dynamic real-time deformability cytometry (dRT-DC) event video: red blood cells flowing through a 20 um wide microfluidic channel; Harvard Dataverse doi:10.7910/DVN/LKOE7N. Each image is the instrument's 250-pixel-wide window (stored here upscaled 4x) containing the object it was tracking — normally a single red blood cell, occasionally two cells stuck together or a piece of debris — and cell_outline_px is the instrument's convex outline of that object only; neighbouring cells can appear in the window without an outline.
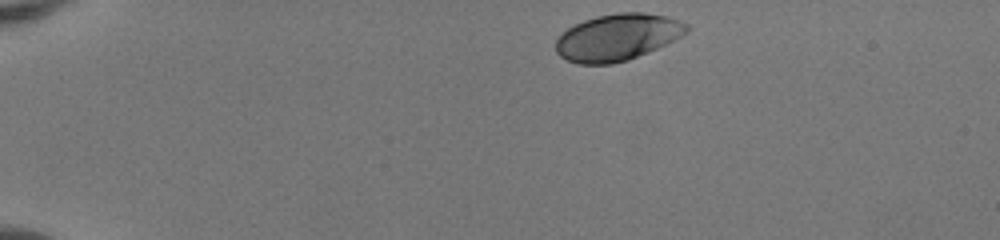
{"species": "human", "species_latin": "Homo sapiens", "temperature_condition": "room temperature", "stored_images_in_passage": 42, "camera_frame_rate_fps": 3000, "um_per_image_px": 0.085, "donor": {"sex": "female"}, "frame": {"image": 1, "passage_image": 1, "time_ms": 0.0, "image_size_px": [1000, 240], "cell_outline_px": [[688, 32], [648, 52], [628, 60], [612, 64], [580, 64], [568, 60], [560, 56], [556, 52], [556, 40], [568, 28], [584, 20], [596, 16], [616, 12], [644, 12], [668, 16], [680, 20], [688, 24]], "centroid_in_image_um": [52.49, 3.15], "position_along_channel_um": 32.5, "area_um2": 35.49}}
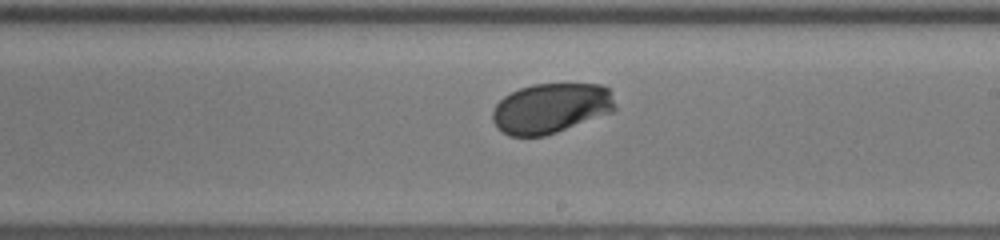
{"frame": {"image": 2, "passage_image": 23, "time_ms": 7.333, "image_size_px": [1000, 240], "cell_outline_px": [[616, 108], [612, 112], [556, 132], [544, 136], [508, 136], [496, 128], [492, 120], [492, 112], [496, 104], [504, 96], [520, 88], [532, 84], [600, 84], [608, 88]], "centroid_in_image_um": [46.78, 9.2], "position_along_channel_um": 242.2, "area_um2": 35.66}}
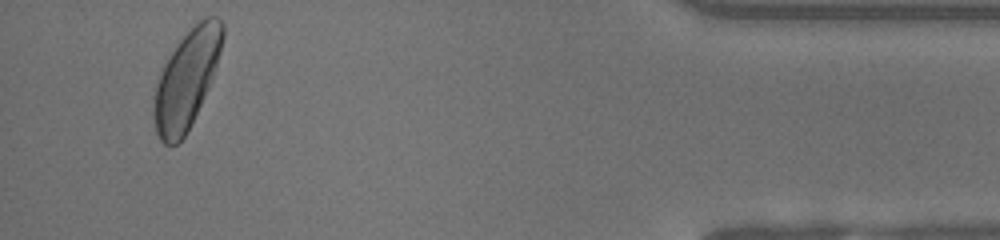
{"frame": {"image": 3, "passage_image": 40, "time_ms": 13.0, "image_size_px": [1000, 240], "cell_outline_px": [[224, 36], [216, 64], [212, 76], [204, 96], [184, 136], [176, 144], [164, 144], [160, 140], [156, 132], [152, 116], [152, 104], [156, 84], [160, 68], [176, 44], [196, 20], [208, 16], [216, 16], [224, 24]], "centroid_in_image_um": [15.81, 6.68], "position_along_channel_um": 419.4, "area_um2": 39.19}, "authors_computed_cell_mechanics": {"area_um2": 35.7782, "velocity_mm_per_s": 4.0645, "shape_relaxation_time_tau1_ms": 1.5948, "shape_relaxation_time_tau2_ms": null, "deformation_change_tau1": 0.1074, "deformation_change_tau2": null}}